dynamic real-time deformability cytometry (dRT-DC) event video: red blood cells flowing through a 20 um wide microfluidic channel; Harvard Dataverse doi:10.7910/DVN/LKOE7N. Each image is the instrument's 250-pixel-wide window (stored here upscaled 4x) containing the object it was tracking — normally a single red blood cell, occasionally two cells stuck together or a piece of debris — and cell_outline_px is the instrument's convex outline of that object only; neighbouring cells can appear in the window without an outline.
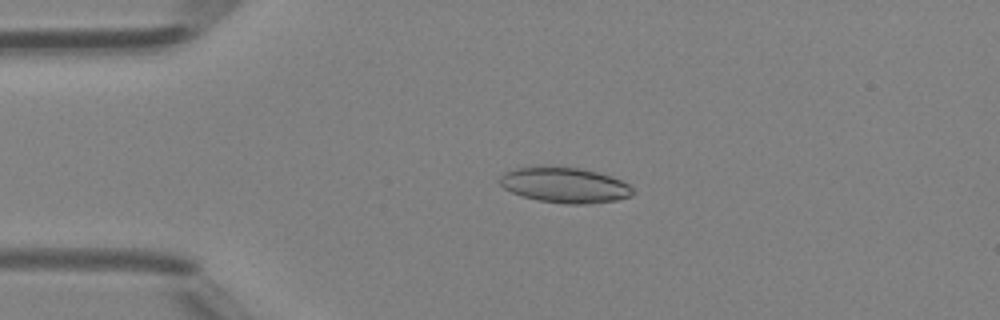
{"species": "Egyptian fruit bat (a non-hibernating species)", "species_latin": "Rousettus aegyptiacus", "temperature_condition": "room temperature", "stored_images_in_passage": 48, "camera_frame_rate_fps": 3000, "um_per_image_px": 0.085, "animal": {"sex": "female"}, "frame": {"image": 1, "passage_image": 11, "time_ms": 3.333, "image_size_px": [1000, 320], "cell_outline_px": [[636, 192], [632, 196], [616, 200], [584, 204], [568, 204], [540, 200], [524, 196], [512, 192], [504, 188], [500, 184], [500, 176], [504, 172], [516, 168], [540, 164], [544, 164], [580, 168], [612, 176], [628, 184]], "centroid_in_image_um": [47.99, 15.7], "position_along_channel_um": 37.0, "area_um2": 27.8}}
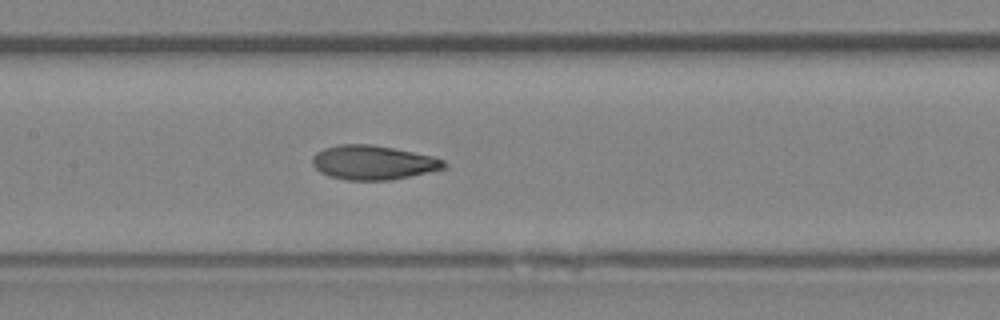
{"frame": {"image": 2, "passage_image": 23, "time_ms": 7.333, "image_size_px": [1000, 320], "cell_outline_px": [[448, 168], [388, 180], [348, 180], [328, 176], [320, 172], [312, 164], [312, 156], [316, 152], [324, 148], [340, 144], [372, 144], [432, 156], [444, 160], [448, 164]], "centroid_in_image_um": [31.7, 13.81], "position_along_channel_um": 175.7, "area_um2": 26.24}}
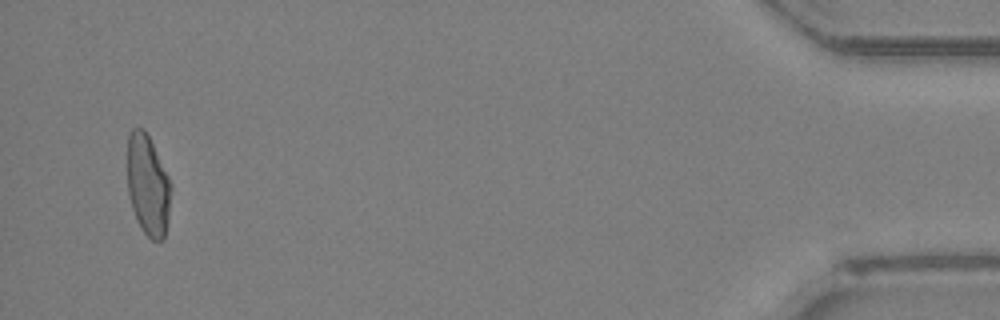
{"frame": {"image": 3, "passage_image": 46, "time_ms": 15.0, "image_size_px": [1000, 320], "cell_outline_px": [[168, 216], [164, 240], [152, 240], [140, 228], [132, 208], [128, 192], [128, 136], [132, 128], [144, 128], [168, 176]], "centroid_in_image_um": [12.53, 15.75], "position_along_channel_um": 422.7, "area_um2": 24.8}, "authors_computed_cell_mechanics": {"area_um2": 26.7903, "velocity_mm_per_s": 4.325, "shape_relaxation_time_tau1_ms": 3.2875, "shape_relaxation_time_tau2_ms": 3.3496, "deformation_change_tau1": 0.1071, "deformation_change_tau2": 0.1326}}